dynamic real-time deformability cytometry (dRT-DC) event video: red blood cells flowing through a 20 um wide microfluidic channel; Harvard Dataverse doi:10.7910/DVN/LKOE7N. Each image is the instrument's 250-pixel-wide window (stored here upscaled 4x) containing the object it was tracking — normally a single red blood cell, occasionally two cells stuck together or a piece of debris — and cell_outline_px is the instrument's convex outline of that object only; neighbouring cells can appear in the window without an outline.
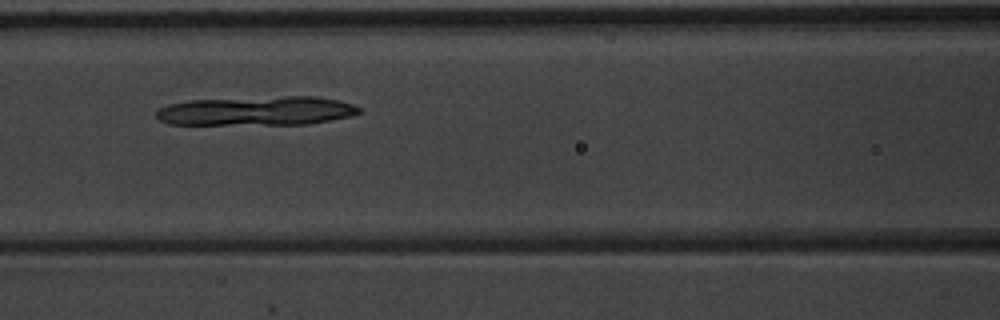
{"species": "common noctule bat (a hibernating species)", "species_latin": "Nyctalus noctula", "temperature_condition": "warm", "stored_images_in_passage": 8, "camera_frame_rate_fps": 3000, "um_per_image_px": 0.085, "animal": {"sex": "male", "body_mass_g": 20.1, "forearm_length_mm": 53.5}, "frame": {"image": 1, "passage_image": 5, "time_ms": 1.333, "image_size_px": [1000, 320], "cell_outline_px": [[360, 112], [352, 116], [332, 120], [308, 124], [168, 124], [160, 120], [156, 116], [156, 112], [160, 108], [168, 104], [188, 100], [284, 96], [316, 96], [340, 100], [352, 104], [360, 108]], "centroid_in_image_um": [21.84, 9.42], "position_along_channel_um": 144.8, "area_um2": 34.51}}
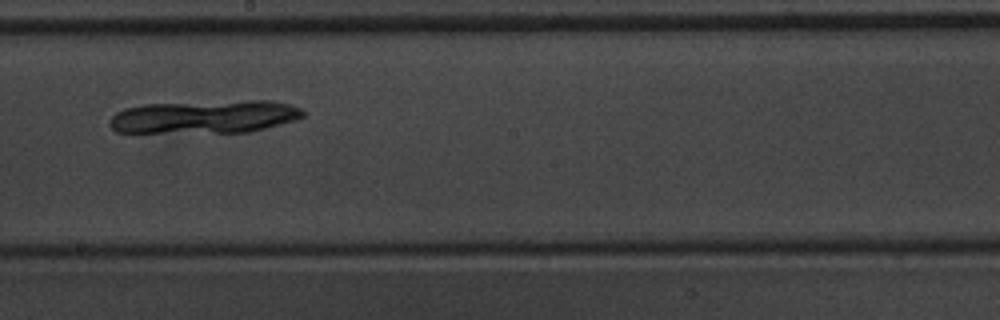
{"frame": {"image": 2, "passage_image": 7, "time_ms": 2.0, "image_size_px": [1000, 320], "cell_outline_px": [[304, 116], [296, 120], [248, 132], [116, 132], [108, 124], [108, 120], [116, 112], [124, 108], [144, 104], [248, 100], [272, 100], [292, 104], [300, 108], [304, 112]], "centroid_in_image_um": [17.4, 9.91], "position_along_channel_um": 230.8, "area_um2": 37.4}}
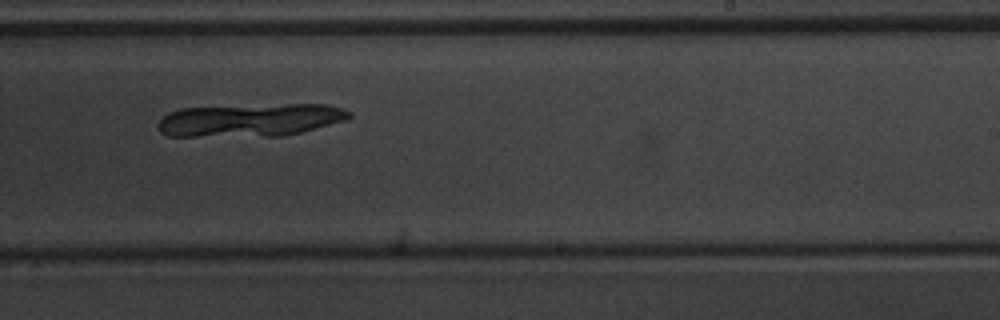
{"frame": {"image": 3, "passage_image": 8, "time_ms": 2.333, "image_size_px": [1000, 320], "cell_outline_px": [[352, 116], [348, 120], [300, 132], [280, 136], [168, 136], [160, 132], [156, 128], [156, 124], [168, 112], [180, 108], [284, 104], [328, 104], [344, 108], [352, 112]], "centroid_in_image_um": [21.29, 10.2], "position_along_channel_um": 267.7, "area_um2": 36.93}}